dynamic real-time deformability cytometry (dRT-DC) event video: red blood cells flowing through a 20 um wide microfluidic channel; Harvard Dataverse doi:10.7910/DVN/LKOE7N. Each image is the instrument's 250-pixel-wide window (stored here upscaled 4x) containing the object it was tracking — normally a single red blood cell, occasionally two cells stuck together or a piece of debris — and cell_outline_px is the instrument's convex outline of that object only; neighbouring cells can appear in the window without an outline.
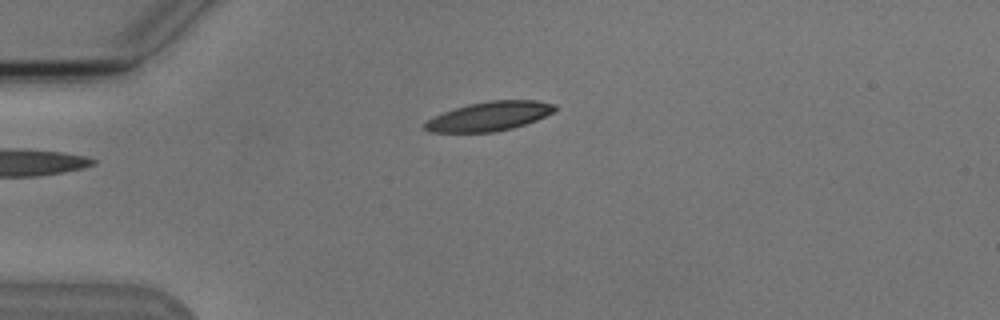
{"species": "Egyptian fruit bat (a non-hibernating species)", "species_latin": "Rousettus aegyptiacus", "temperature_condition": "cold", "stored_images_in_passage": 5, "camera_frame_rate_fps": 3000, "um_per_image_px": 0.085, "animal": {"sex": "male"}, "frame": {"image": 1, "passage_image": 5, "time_ms": 4.667, "image_size_px": [1000, 320], "cell_outline_px": [[556, 108], [552, 112], [536, 120], [512, 128], [496, 132], [428, 132], [424, 128], [424, 124], [432, 116], [468, 104], [488, 100], [536, 100], [556, 104]], "centroid_in_image_um": [41.58, 9.88], "position_along_channel_um": 43.4, "area_um2": 22.02}}